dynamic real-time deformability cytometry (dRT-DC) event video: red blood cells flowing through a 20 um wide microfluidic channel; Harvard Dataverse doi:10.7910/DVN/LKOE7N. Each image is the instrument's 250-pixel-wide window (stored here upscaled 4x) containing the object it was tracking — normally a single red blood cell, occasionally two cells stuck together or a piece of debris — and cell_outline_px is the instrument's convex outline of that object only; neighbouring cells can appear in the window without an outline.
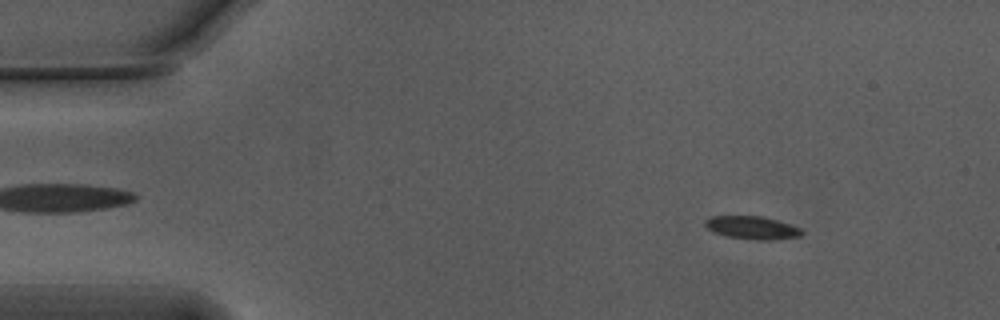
{"species": "Egyptian fruit bat (a non-hibernating species)", "species_latin": "Rousettus aegyptiacus", "temperature_condition": "warm", "stored_images_in_passage": 55, "camera_frame_rate_fps": 3000, "um_per_image_px": 0.085, "animal": {"sex": "male"}, "frame": {"image": 1, "passage_image": 7, "time_ms": 2.0, "image_size_px": [1000, 320], "cell_outline_px": [[804, 232], [800, 236], [768, 240], [756, 240], [724, 236], [712, 232], [704, 224], [704, 220], [708, 216], [764, 216], [800, 228]], "centroid_in_image_um": [63.87, 19.35], "position_along_channel_um": 21.1, "area_um2": 13.01}}
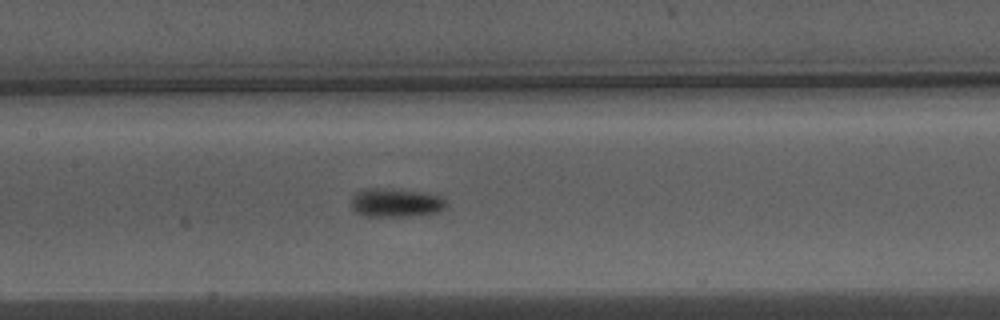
{"frame": {"image": 2, "passage_image": 26, "time_ms": 8.333, "image_size_px": [1000, 320], "cell_outline_px": [[448, 208], [440, 212], [408, 216], [364, 216], [356, 212], [352, 208], [352, 192], [364, 188], [392, 188], [436, 192], [444, 200]], "centroid_in_image_um": [33.68, 17.19], "position_along_channel_um": 173.7, "area_um2": 16.59}}
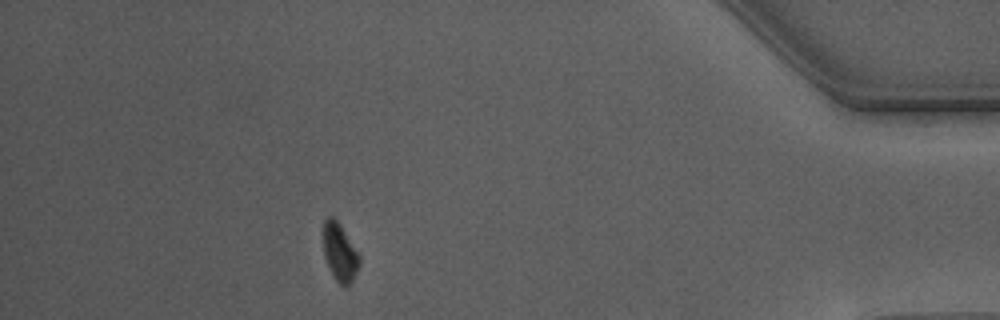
{"frame": {"image": 3, "passage_image": 49, "time_ms": 16.0, "image_size_px": [1000, 320], "cell_outline_px": [[360, 264], [352, 280], [344, 288], [336, 280], [324, 256], [324, 220], [328, 216], [332, 216], [340, 224], [360, 252]], "centroid_in_image_um": [28.92, 21.43], "position_along_channel_um": 406.3, "area_um2": 12.14}, "authors_computed_cell_mechanics": {"area_um2": 13.5252, "velocity_mm_per_s": 3.7369, "shape_relaxation_time_tau1_ms": 2.7042, "shape_relaxation_time_tau2_ms": null, "deformation_change_tau1": 0.1372, "deformation_change_tau2": null}}